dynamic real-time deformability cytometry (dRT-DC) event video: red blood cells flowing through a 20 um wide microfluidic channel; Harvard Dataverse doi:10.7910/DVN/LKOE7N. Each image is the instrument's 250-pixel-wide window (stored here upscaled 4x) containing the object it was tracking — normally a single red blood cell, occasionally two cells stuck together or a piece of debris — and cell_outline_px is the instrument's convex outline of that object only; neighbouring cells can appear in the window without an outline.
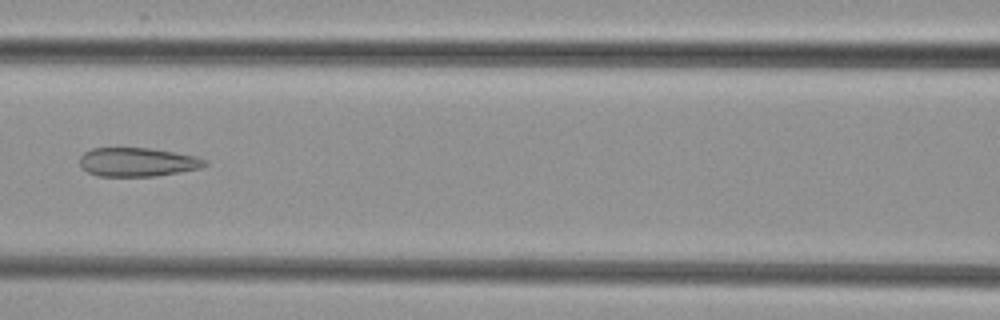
{"species": "common noctule bat (a hibernating species)", "species_latin": "Nyctalus noctula", "temperature_condition": "cold", "stored_images_in_passage": 7, "camera_frame_rate_fps": 3000, "um_per_image_px": 0.085, "animal": {"sex": "female", "body_mass_g": 29.2, "forearm_length_mm": 56.3}, "frame": {"image": 1, "passage_image": 7, "time_ms": 7.0, "image_size_px": [1000, 320], "cell_outline_px": [[208, 164], [200, 168], [180, 172], [156, 176], [96, 176], [80, 168], [80, 156], [84, 152], [92, 148], [152, 148], [196, 156], [208, 160]], "centroid_in_image_um": [11.68, 13.78], "position_along_channel_um": 154.9, "area_um2": 21.21}}